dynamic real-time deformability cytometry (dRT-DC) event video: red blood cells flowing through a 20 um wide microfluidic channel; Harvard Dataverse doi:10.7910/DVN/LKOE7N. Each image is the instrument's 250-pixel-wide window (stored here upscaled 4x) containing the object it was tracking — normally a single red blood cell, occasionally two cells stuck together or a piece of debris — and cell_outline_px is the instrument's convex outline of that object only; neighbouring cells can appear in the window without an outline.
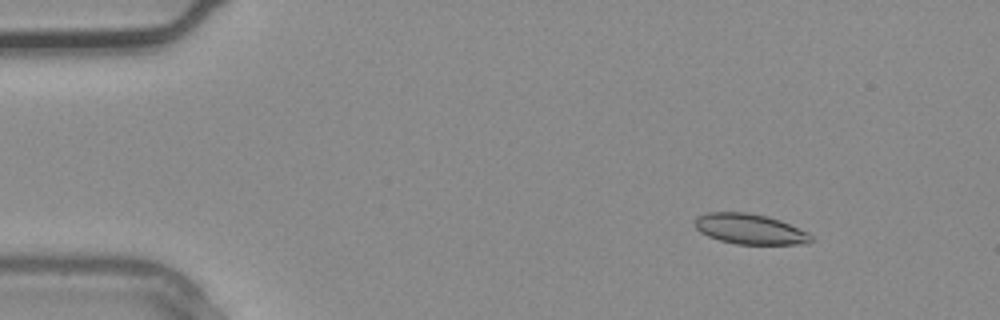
{"species": "common noctule bat (a hibernating species)", "species_latin": "Nyctalus noctula", "temperature_condition": "warm", "stored_images_in_passage": 3, "camera_frame_rate_fps": 3000, "um_per_image_px": 0.085, "animal": {"sex": "male", "body_mass_g": 20.4}, "frame": {"image": 1, "passage_image": 2, "time_ms": 0.333, "image_size_px": [1000, 320], "cell_outline_px": [[812, 240], [808, 244], [736, 244], [720, 240], [708, 236], [700, 232], [692, 224], [696, 216], [708, 212], [748, 212], [768, 216], [780, 220], [808, 232], [812, 236]], "centroid_in_image_um": [63.71, 19.46], "position_along_channel_um": 21.3, "area_um2": 20.75}}
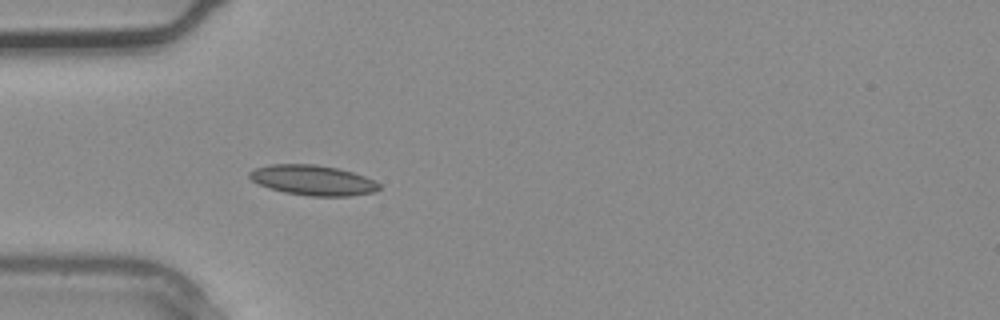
{"frame": {"image": 2, "passage_image": 3, "time_ms": 0.667, "image_size_px": [1000, 320], "cell_outline_px": [[380, 188], [372, 192], [348, 196], [312, 196], [284, 192], [260, 184], [252, 180], [248, 176], [248, 172], [256, 168], [268, 164], [316, 164], [336, 168], [352, 172], [364, 176], [380, 184]], "centroid_in_image_um": [26.57, 15.31], "position_along_channel_um": 58.4, "area_um2": 22.48}}